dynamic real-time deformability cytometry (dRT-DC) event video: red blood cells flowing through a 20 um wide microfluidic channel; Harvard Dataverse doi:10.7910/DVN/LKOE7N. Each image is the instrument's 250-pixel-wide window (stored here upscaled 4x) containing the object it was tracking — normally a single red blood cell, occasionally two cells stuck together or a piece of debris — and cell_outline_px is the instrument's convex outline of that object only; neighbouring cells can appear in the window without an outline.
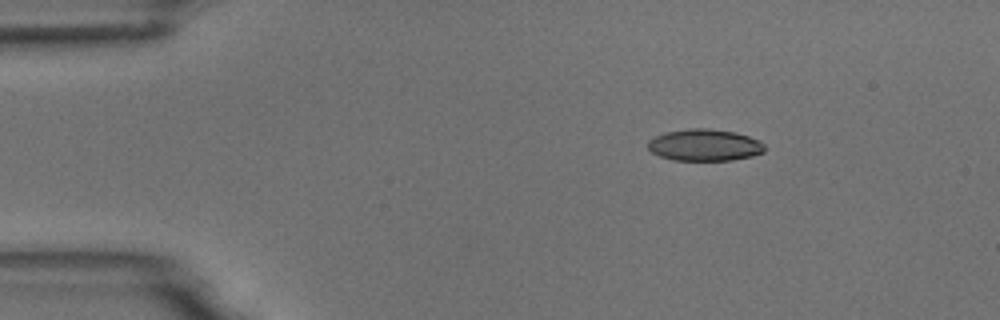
{"species": "common noctule bat (a hibernating species)", "species_latin": "Nyctalus noctula", "temperature_condition": "room temperature", "stored_images_in_passage": 3, "camera_frame_rate_fps": 3000, "um_per_image_px": 0.085, "animal": {"sex": "male", "body_mass_g": 18.8}, "frame": {"image": 1, "passage_image": 1, "time_ms": 0.0, "image_size_px": [1000, 320], "cell_outline_px": [[764, 152], [752, 156], [732, 160], [672, 160], [660, 156], [652, 152], [648, 148], [648, 140], [656, 136], [668, 132], [692, 128], [708, 128], [736, 132], [748, 136], [764, 144]], "centroid_in_image_um": [59.89, 12.33], "position_along_channel_um": 25.1, "area_um2": 21.44}}